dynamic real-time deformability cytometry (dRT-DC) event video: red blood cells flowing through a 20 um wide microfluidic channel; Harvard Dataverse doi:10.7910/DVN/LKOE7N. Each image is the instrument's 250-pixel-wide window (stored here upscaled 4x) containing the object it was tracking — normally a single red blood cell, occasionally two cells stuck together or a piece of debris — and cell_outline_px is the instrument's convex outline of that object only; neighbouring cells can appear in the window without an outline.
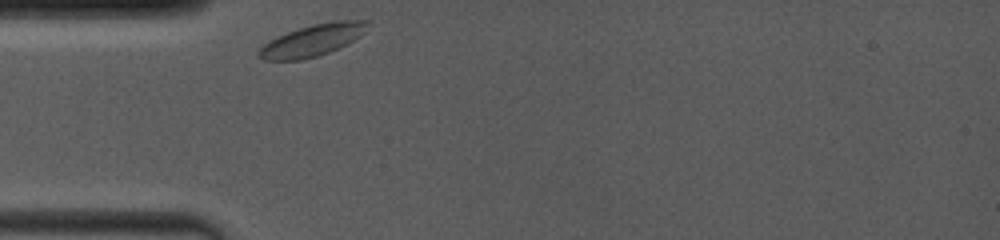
{"species": "common noctule bat (a hibernating species)", "species_latin": "Nyctalus noctula", "temperature_condition": "room temperature", "stored_images_in_passage": 43, "camera_frame_rate_fps": 4000, "um_per_image_px": 0.085, "animal": {"sex": "female", "body_mass_g": 19.0, "forearm_length_mm": 53.3}, "frame": {"image": 1, "passage_image": 1, "time_ms": 0.0, "image_size_px": [1000, 240], "cell_outline_px": [[368, 20], [364, 32], [360, 36], [328, 52], [316, 56], [300, 60], [264, 60], [256, 52], [264, 44], [288, 32], [312, 24], [336, 20]], "centroid_in_image_um": [26.54, 3.42], "position_along_channel_um": 58.5, "area_um2": 19.48}}
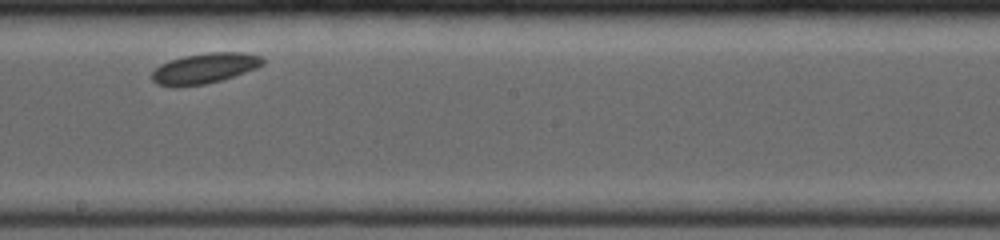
{"frame": {"image": 2, "passage_image": 26, "time_ms": 4.75, "image_size_px": [1000, 240], "cell_outline_px": [[264, 64], [256, 68], [220, 80], [204, 84], [180, 88], [176, 88], [156, 84], [148, 76], [160, 64], [168, 60], [184, 56], [208, 52], [244, 52], [260, 56], [264, 60]], "centroid_in_image_um": [17.31, 5.82], "position_along_channel_um": 230.9, "area_um2": 19.88}}
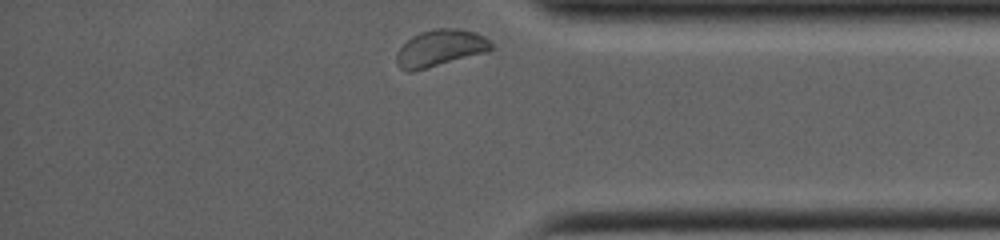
{"frame": {"image": 3, "passage_image": 42, "time_ms": 9.25, "image_size_px": [1000, 240], "cell_outline_px": [[492, 48], [488, 52], [428, 68], [412, 72], [408, 72], [400, 68], [396, 64], [396, 52], [412, 36], [420, 32], [436, 28], [460, 28], [476, 32], [484, 36], [492, 44]], "centroid_in_image_um": [37.42, 4.09], "position_along_channel_um": 397.8, "area_um2": 20.46}}